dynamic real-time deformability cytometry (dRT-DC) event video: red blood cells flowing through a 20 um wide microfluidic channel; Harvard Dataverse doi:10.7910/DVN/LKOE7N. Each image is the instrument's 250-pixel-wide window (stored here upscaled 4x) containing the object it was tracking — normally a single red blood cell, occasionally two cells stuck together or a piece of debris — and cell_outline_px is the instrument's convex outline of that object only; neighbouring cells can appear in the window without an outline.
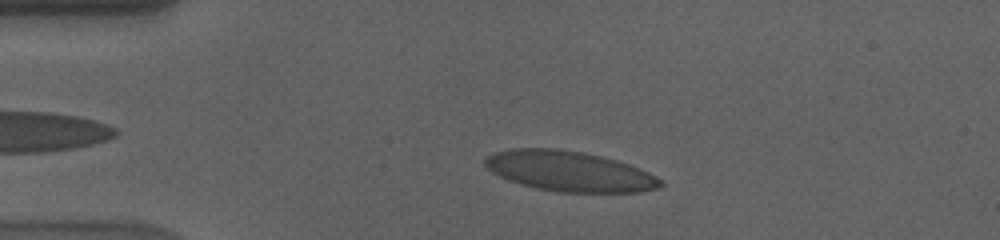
{"species": "human", "species_latin": "Homo sapiens", "temperature_condition": "cold", "stored_images_in_passage": 46, "camera_frame_rate_fps": 3000, "um_per_image_px": 0.085, "donor": {"sex": "male"}, "frame": {"image": 1, "passage_image": 8, "time_ms": 2.333, "image_size_px": [1000, 240], "cell_outline_px": [[664, 184], [656, 188], [640, 192], [556, 192], [536, 188], [520, 184], [508, 180], [492, 172], [484, 164], [484, 160], [488, 156], [496, 152], [512, 148], [556, 148], [580, 152], [600, 156], [616, 160], [640, 168], [664, 180]], "centroid_in_image_um": [48.4, 14.56], "position_along_channel_um": 36.6, "area_um2": 41.04}}
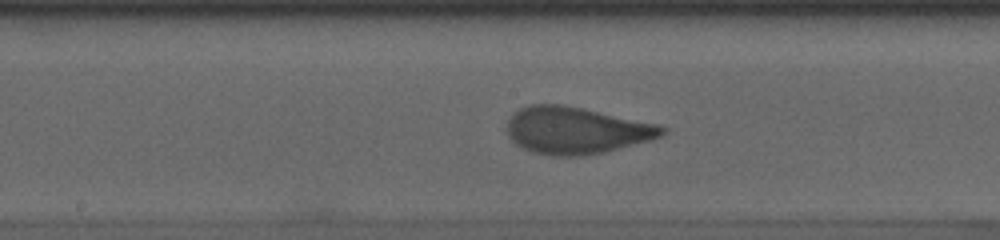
{"frame": {"image": 2, "passage_image": 25, "time_ms": 8.0, "image_size_px": [1000, 240], "cell_outline_px": [[668, 128], [660, 136], [652, 140], [604, 152], [580, 156], [548, 156], [532, 152], [520, 148], [508, 136], [508, 120], [512, 112], [528, 104], [564, 104], [660, 124]], "centroid_in_image_um": [48.96, 11.08], "position_along_channel_um": 199.2, "area_um2": 42.89}}
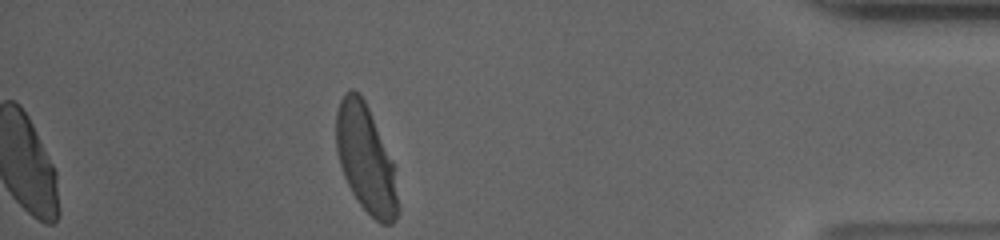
{"frame": {"image": 3, "passage_image": 46, "time_ms": 15.0, "image_size_px": [1000, 240], "cell_outline_px": [[400, 208], [396, 220], [392, 224], [380, 224], [360, 204], [352, 192], [344, 176], [336, 152], [336, 112], [340, 100], [344, 92], [348, 88], [352, 88], [364, 100], [368, 108], [392, 164]], "centroid_in_image_um": [31.06, 13.53], "position_along_channel_um": 404.1, "area_um2": 38.03}, "authors_computed_cell_mechanics": {"area_um2": 40.9802, "velocity_mm_per_s": 3.5592, "shape_relaxation_time_tau1_ms": 5.6813, "shape_relaxation_time_tau2_ms": null, "deformation_change_tau1": 0.188, "deformation_change_tau2": null}}